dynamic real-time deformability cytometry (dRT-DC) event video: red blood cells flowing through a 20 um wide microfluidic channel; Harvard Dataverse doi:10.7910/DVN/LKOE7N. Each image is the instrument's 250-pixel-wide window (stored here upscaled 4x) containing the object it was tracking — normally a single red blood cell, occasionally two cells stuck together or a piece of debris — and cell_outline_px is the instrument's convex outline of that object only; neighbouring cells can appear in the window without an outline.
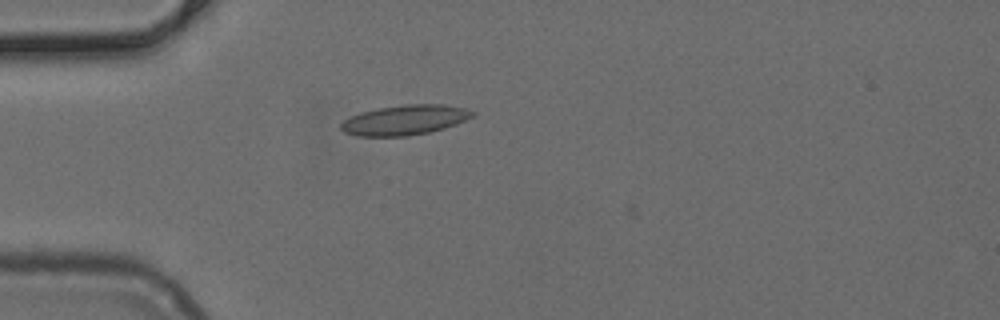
{"species": "common noctule bat (a hibernating species)", "species_latin": "Nyctalus noctula", "temperature_condition": "cold", "stored_images_in_passage": 4, "camera_frame_rate_fps": 3000, "um_per_image_px": 0.085, "animal": {"sex": "female", "body_mass_g": 24.6, "forearm_length_mm": 56.2}, "frame": {"image": 1, "passage_image": 3, "time_ms": 0.667, "image_size_px": [1000, 320], "cell_outline_px": [[476, 116], [456, 124], [444, 128], [428, 132], [408, 136], [356, 136], [344, 132], [340, 128], [340, 124], [344, 120], [360, 112], [380, 108], [404, 104], [444, 104], [464, 108], [476, 112]], "centroid_in_image_um": [34.43, 10.2], "position_along_channel_um": 50.6, "area_um2": 23.0}}